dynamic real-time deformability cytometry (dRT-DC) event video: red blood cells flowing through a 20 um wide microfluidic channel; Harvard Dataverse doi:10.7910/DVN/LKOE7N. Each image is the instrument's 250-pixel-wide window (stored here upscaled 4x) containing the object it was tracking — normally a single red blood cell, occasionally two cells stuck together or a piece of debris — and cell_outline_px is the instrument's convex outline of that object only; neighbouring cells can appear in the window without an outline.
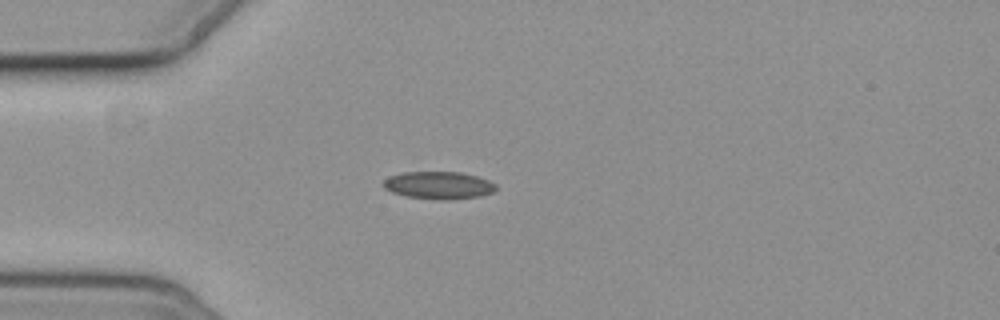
{"species": "common noctule bat (a hibernating species)", "species_latin": "Nyctalus noctula", "temperature_condition": "cold", "stored_images_in_passage": 3, "camera_frame_rate_fps": 3000, "um_per_image_px": 0.085, "animal": {"sex": "female", "body_mass_g": 19.3, "forearm_length_mm": 54.1}, "frame": {"image": 1, "passage_image": 3, "time_ms": 3.0, "image_size_px": [1000, 320], "cell_outline_px": [[496, 188], [492, 192], [480, 196], [440, 200], [408, 196], [392, 192], [384, 188], [380, 184], [388, 176], [400, 172], [460, 172], [476, 176], [488, 180], [496, 184]], "centroid_in_image_um": [37.23, 15.73], "position_along_channel_um": 47.8, "area_um2": 17.98}}